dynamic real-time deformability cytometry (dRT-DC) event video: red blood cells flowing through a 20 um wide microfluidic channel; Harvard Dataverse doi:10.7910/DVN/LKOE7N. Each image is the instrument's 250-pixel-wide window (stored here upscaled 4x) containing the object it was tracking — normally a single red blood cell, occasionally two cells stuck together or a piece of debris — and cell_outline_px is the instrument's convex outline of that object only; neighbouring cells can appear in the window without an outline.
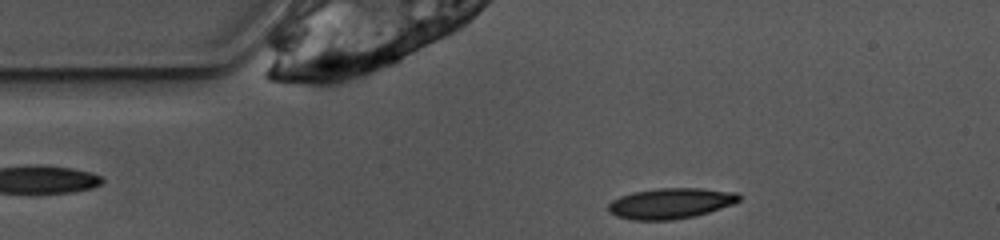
{"species": "common noctule bat (a hibernating species)", "species_latin": "Nyctalus noctula", "temperature_condition": "warm", "stored_images_in_passage": 1, "camera_frame_rate_fps": 3000, "um_per_image_px": 0.085, "animal": {"sex": "female", "body_mass_g": 10.0, "forearm_length_mm": 53.1}, "frame": {"image": 1, "passage_image": 1, "time_ms": 0.0, "image_size_px": [1000, 240], "cell_outline_px": [[740, 200], [732, 204], [696, 216], [672, 220], [632, 220], [616, 216], [608, 212], [608, 204], [612, 200], [620, 196], [632, 192], [656, 188], [700, 188], [736, 192], [740, 196]], "centroid_in_image_um": [56.96, 17.28], "position_along_channel_um": 28.0, "area_um2": 23.41}}